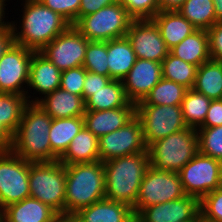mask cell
<instances>
[{"mask_svg":"<svg viewBox=\"0 0 222 222\" xmlns=\"http://www.w3.org/2000/svg\"><path fill=\"white\" fill-rule=\"evenodd\" d=\"M130 222H141L136 216Z\"/></svg>","mask_w":222,"mask_h":222,"instance_id":"obj_52","label":"cell"},{"mask_svg":"<svg viewBox=\"0 0 222 222\" xmlns=\"http://www.w3.org/2000/svg\"><path fill=\"white\" fill-rule=\"evenodd\" d=\"M136 217L141 222H198L200 220L199 200L185 195L173 201L146 207Z\"/></svg>","mask_w":222,"mask_h":222,"instance_id":"obj_16","label":"cell"},{"mask_svg":"<svg viewBox=\"0 0 222 222\" xmlns=\"http://www.w3.org/2000/svg\"><path fill=\"white\" fill-rule=\"evenodd\" d=\"M83 127V116L52 119L48 134L51 143V161L59 160Z\"/></svg>","mask_w":222,"mask_h":222,"instance_id":"obj_26","label":"cell"},{"mask_svg":"<svg viewBox=\"0 0 222 222\" xmlns=\"http://www.w3.org/2000/svg\"><path fill=\"white\" fill-rule=\"evenodd\" d=\"M100 161L146 152L141 120L135 116L124 127L103 135L98 140Z\"/></svg>","mask_w":222,"mask_h":222,"instance_id":"obj_14","label":"cell"},{"mask_svg":"<svg viewBox=\"0 0 222 222\" xmlns=\"http://www.w3.org/2000/svg\"><path fill=\"white\" fill-rule=\"evenodd\" d=\"M222 126V99L212 100L204 123L200 127Z\"/></svg>","mask_w":222,"mask_h":222,"instance_id":"obj_43","label":"cell"},{"mask_svg":"<svg viewBox=\"0 0 222 222\" xmlns=\"http://www.w3.org/2000/svg\"><path fill=\"white\" fill-rule=\"evenodd\" d=\"M15 44L13 28L9 27L0 31V60L3 55Z\"/></svg>","mask_w":222,"mask_h":222,"instance_id":"obj_45","label":"cell"},{"mask_svg":"<svg viewBox=\"0 0 222 222\" xmlns=\"http://www.w3.org/2000/svg\"><path fill=\"white\" fill-rule=\"evenodd\" d=\"M24 2V10L21 11L23 12L22 24L19 23L20 26H18V22L11 21L15 43L40 52L71 24L38 0H25Z\"/></svg>","mask_w":222,"mask_h":222,"instance_id":"obj_1","label":"cell"},{"mask_svg":"<svg viewBox=\"0 0 222 222\" xmlns=\"http://www.w3.org/2000/svg\"><path fill=\"white\" fill-rule=\"evenodd\" d=\"M13 135L0 123V153L11 150Z\"/></svg>","mask_w":222,"mask_h":222,"instance_id":"obj_46","label":"cell"},{"mask_svg":"<svg viewBox=\"0 0 222 222\" xmlns=\"http://www.w3.org/2000/svg\"><path fill=\"white\" fill-rule=\"evenodd\" d=\"M186 0H158L160 11H177Z\"/></svg>","mask_w":222,"mask_h":222,"instance_id":"obj_47","label":"cell"},{"mask_svg":"<svg viewBox=\"0 0 222 222\" xmlns=\"http://www.w3.org/2000/svg\"><path fill=\"white\" fill-rule=\"evenodd\" d=\"M52 118L36 103H29L13 136L11 150L29 162H50L49 131Z\"/></svg>","mask_w":222,"mask_h":222,"instance_id":"obj_3","label":"cell"},{"mask_svg":"<svg viewBox=\"0 0 222 222\" xmlns=\"http://www.w3.org/2000/svg\"><path fill=\"white\" fill-rule=\"evenodd\" d=\"M211 101L212 99L193 89L186 91L181 108L188 127L198 129L204 123Z\"/></svg>","mask_w":222,"mask_h":222,"instance_id":"obj_32","label":"cell"},{"mask_svg":"<svg viewBox=\"0 0 222 222\" xmlns=\"http://www.w3.org/2000/svg\"><path fill=\"white\" fill-rule=\"evenodd\" d=\"M162 78V65L160 62L138 59L122 80L126 97L132 103L145 99L151 89Z\"/></svg>","mask_w":222,"mask_h":222,"instance_id":"obj_17","label":"cell"},{"mask_svg":"<svg viewBox=\"0 0 222 222\" xmlns=\"http://www.w3.org/2000/svg\"><path fill=\"white\" fill-rule=\"evenodd\" d=\"M217 22H222V0H213Z\"/></svg>","mask_w":222,"mask_h":222,"instance_id":"obj_50","label":"cell"},{"mask_svg":"<svg viewBox=\"0 0 222 222\" xmlns=\"http://www.w3.org/2000/svg\"><path fill=\"white\" fill-rule=\"evenodd\" d=\"M89 40L73 25L55 37L40 53L61 72L83 66Z\"/></svg>","mask_w":222,"mask_h":222,"instance_id":"obj_13","label":"cell"},{"mask_svg":"<svg viewBox=\"0 0 222 222\" xmlns=\"http://www.w3.org/2000/svg\"><path fill=\"white\" fill-rule=\"evenodd\" d=\"M27 97L11 93H0V123L14 136L25 107Z\"/></svg>","mask_w":222,"mask_h":222,"instance_id":"obj_31","label":"cell"},{"mask_svg":"<svg viewBox=\"0 0 222 222\" xmlns=\"http://www.w3.org/2000/svg\"><path fill=\"white\" fill-rule=\"evenodd\" d=\"M109 77L123 80L135 64L137 57L128 38L122 37L107 41Z\"/></svg>","mask_w":222,"mask_h":222,"instance_id":"obj_27","label":"cell"},{"mask_svg":"<svg viewBox=\"0 0 222 222\" xmlns=\"http://www.w3.org/2000/svg\"><path fill=\"white\" fill-rule=\"evenodd\" d=\"M47 8L60 14L71 25L79 20V8L81 0H38Z\"/></svg>","mask_w":222,"mask_h":222,"instance_id":"obj_40","label":"cell"},{"mask_svg":"<svg viewBox=\"0 0 222 222\" xmlns=\"http://www.w3.org/2000/svg\"><path fill=\"white\" fill-rule=\"evenodd\" d=\"M65 213L81 209L105 199V170L102 161L65 165Z\"/></svg>","mask_w":222,"mask_h":222,"instance_id":"obj_4","label":"cell"},{"mask_svg":"<svg viewBox=\"0 0 222 222\" xmlns=\"http://www.w3.org/2000/svg\"><path fill=\"white\" fill-rule=\"evenodd\" d=\"M58 213L43 202L28 197L3 209V222H55Z\"/></svg>","mask_w":222,"mask_h":222,"instance_id":"obj_20","label":"cell"},{"mask_svg":"<svg viewBox=\"0 0 222 222\" xmlns=\"http://www.w3.org/2000/svg\"><path fill=\"white\" fill-rule=\"evenodd\" d=\"M55 222H82L76 214H58Z\"/></svg>","mask_w":222,"mask_h":222,"instance_id":"obj_48","label":"cell"},{"mask_svg":"<svg viewBox=\"0 0 222 222\" xmlns=\"http://www.w3.org/2000/svg\"><path fill=\"white\" fill-rule=\"evenodd\" d=\"M0 222H3V210L0 208Z\"/></svg>","mask_w":222,"mask_h":222,"instance_id":"obj_51","label":"cell"},{"mask_svg":"<svg viewBox=\"0 0 222 222\" xmlns=\"http://www.w3.org/2000/svg\"><path fill=\"white\" fill-rule=\"evenodd\" d=\"M107 41H89L83 67L88 72L109 76Z\"/></svg>","mask_w":222,"mask_h":222,"instance_id":"obj_36","label":"cell"},{"mask_svg":"<svg viewBox=\"0 0 222 222\" xmlns=\"http://www.w3.org/2000/svg\"><path fill=\"white\" fill-rule=\"evenodd\" d=\"M120 107H136L128 100L121 80H111L105 87L92 92L85 100V110L101 111Z\"/></svg>","mask_w":222,"mask_h":222,"instance_id":"obj_28","label":"cell"},{"mask_svg":"<svg viewBox=\"0 0 222 222\" xmlns=\"http://www.w3.org/2000/svg\"><path fill=\"white\" fill-rule=\"evenodd\" d=\"M133 20L152 19L159 11L158 0H116Z\"/></svg>","mask_w":222,"mask_h":222,"instance_id":"obj_38","label":"cell"},{"mask_svg":"<svg viewBox=\"0 0 222 222\" xmlns=\"http://www.w3.org/2000/svg\"><path fill=\"white\" fill-rule=\"evenodd\" d=\"M178 172L156 170L151 165L145 172L133 212L136 216L142 209L184 197Z\"/></svg>","mask_w":222,"mask_h":222,"instance_id":"obj_10","label":"cell"},{"mask_svg":"<svg viewBox=\"0 0 222 222\" xmlns=\"http://www.w3.org/2000/svg\"><path fill=\"white\" fill-rule=\"evenodd\" d=\"M126 37L138 59L161 63L169 53L160 31L152 19L133 20Z\"/></svg>","mask_w":222,"mask_h":222,"instance_id":"obj_15","label":"cell"},{"mask_svg":"<svg viewBox=\"0 0 222 222\" xmlns=\"http://www.w3.org/2000/svg\"><path fill=\"white\" fill-rule=\"evenodd\" d=\"M34 52L15 43L3 55L0 60V93L26 96L30 103L31 95L24 87L26 84L28 86L30 63Z\"/></svg>","mask_w":222,"mask_h":222,"instance_id":"obj_12","label":"cell"},{"mask_svg":"<svg viewBox=\"0 0 222 222\" xmlns=\"http://www.w3.org/2000/svg\"><path fill=\"white\" fill-rule=\"evenodd\" d=\"M111 80L112 79L109 76L86 71V78L83 85V100L85 101L91 96L92 92L105 87Z\"/></svg>","mask_w":222,"mask_h":222,"instance_id":"obj_41","label":"cell"},{"mask_svg":"<svg viewBox=\"0 0 222 222\" xmlns=\"http://www.w3.org/2000/svg\"><path fill=\"white\" fill-rule=\"evenodd\" d=\"M116 0H81L79 19L83 16L95 13L101 8L112 5Z\"/></svg>","mask_w":222,"mask_h":222,"instance_id":"obj_44","label":"cell"},{"mask_svg":"<svg viewBox=\"0 0 222 222\" xmlns=\"http://www.w3.org/2000/svg\"><path fill=\"white\" fill-rule=\"evenodd\" d=\"M169 52L175 57L199 67L211 59L208 31L196 29Z\"/></svg>","mask_w":222,"mask_h":222,"instance_id":"obj_24","label":"cell"},{"mask_svg":"<svg viewBox=\"0 0 222 222\" xmlns=\"http://www.w3.org/2000/svg\"><path fill=\"white\" fill-rule=\"evenodd\" d=\"M30 197L29 161L12 150L0 153V208Z\"/></svg>","mask_w":222,"mask_h":222,"instance_id":"obj_11","label":"cell"},{"mask_svg":"<svg viewBox=\"0 0 222 222\" xmlns=\"http://www.w3.org/2000/svg\"><path fill=\"white\" fill-rule=\"evenodd\" d=\"M192 89L212 100L222 99V61L210 59L201 64Z\"/></svg>","mask_w":222,"mask_h":222,"instance_id":"obj_29","label":"cell"},{"mask_svg":"<svg viewBox=\"0 0 222 222\" xmlns=\"http://www.w3.org/2000/svg\"><path fill=\"white\" fill-rule=\"evenodd\" d=\"M211 59L222 61V22L208 30Z\"/></svg>","mask_w":222,"mask_h":222,"instance_id":"obj_42","label":"cell"},{"mask_svg":"<svg viewBox=\"0 0 222 222\" xmlns=\"http://www.w3.org/2000/svg\"><path fill=\"white\" fill-rule=\"evenodd\" d=\"M105 199L134 208L140 185L150 166L148 150L103 162Z\"/></svg>","mask_w":222,"mask_h":222,"instance_id":"obj_2","label":"cell"},{"mask_svg":"<svg viewBox=\"0 0 222 222\" xmlns=\"http://www.w3.org/2000/svg\"><path fill=\"white\" fill-rule=\"evenodd\" d=\"M86 71L87 70L83 66L62 71L60 88L83 97V85L86 78Z\"/></svg>","mask_w":222,"mask_h":222,"instance_id":"obj_39","label":"cell"},{"mask_svg":"<svg viewBox=\"0 0 222 222\" xmlns=\"http://www.w3.org/2000/svg\"><path fill=\"white\" fill-rule=\"evenodd\" d=\"M178 174L185 194L200 201L222 186V161L198 152Z\"/></svg>","mask_w":222,"mask_h":222,"instance_id":"obj_9","label":"cell"},{"mask_svg":"<svg viewBox=\"0 0 222 222\" xmlns=\"http://www.w3.org/2000/svg\"><path fill=\"white\" fill-rule=\"evenodd\" d=\"M66 169L59 160L29 162L30 197L65 213Z\"/></svg>","mask_w":222,"mask_h":222,"instance_id":"obj_6","label":"cell"},{"mask_svg":"<svg viewBox=\"0 0 222 222\" xmlns=\"http://www.w3.org/2000/svg\"><path fill=\"white\" fill-rule=\"evenodd\" d=\"M136 116L142 122L147 147L158 139L188 128L181 105H148L142 100L136 104Z\"/></svg>","mask_w":222,"mask_h":222,"instance_id":"obj_8","label":"cell"},{"mask_svg":"<svg viewBox=\"0 0 222 222\" xmlns=\"http://www.w3.org/2000/svg\"><path fill=\"white\" fill-rule=\"evenodd\" d=\"M200 219L206 222H222V186L206 194L199 201Z\"/></svg>","mask_w":222,"mask_h":222,"instance_id":"obj_37","label":"cell"},{"mask_svg":"<svg viewBox=\"0 0 222 222\" xmlns=\"http://www.w3.org/2000/svg\"><path fill=\"white\" fill-rule=\"evenodd\" d=\"M61 71L40 52H34L30 63L29 89L41 95L60 88Z\"/></svg>","mask_w":222,"mask_h":222,"instance_id":"obj_21","label":"cell"},{"mask_svg":"<svg viewBox=\"0 0 222 222\" xmlns=\"http://www.w3.org/2000/svg\"><path fill=\"white\" fill-rule=\"evenodd\" d=\"M136 116V107H120L110 110H85L84 126L98 139L124 127Z\"/></svg>","mask_w":222,"mask_h":222,"instance_id":"obj_19","label":"cell"},{"mask_svg":"<svg viewBox=\"0 0 222 222\" xmlns=\"http://www.w3.org/2000/svg\"><path fill=\"white\" fill-rule=\"evenodd\" d=\"M133 19L119 3L81 17L73 26L89 41H110L125 37Z\"/></svg>","mask_w":222,"mask_h":222,"instance_id":"obj_7","label":"cell"},{"mask_svg":"<svg viewBox=\"0 0 222 222\" xmlns=\"http://www.w3.org/2000/svg\"><path fill=\"white\" fill-rule=\"evenodd\" d=\"M196 131L198 152L222 161V126L199 127Z\"/></svg>","mask_w":222,"mask_h":222,"instance_id":"obj_35","label":"cell"},{"mask_svg":"<svg viewBox=\"0 0 222 222\" xmlns=\"http://www.w3.org/2000/svg\"><path fill=\"white\" fill-rule=\"evenodd\" d=\"M6 1L7 0H0V31L11 25V22L4 21L5 20L4 19L5 18V12H6L5 11L6 10L5 6L7 5V4H5Z\"/></svg>","mask_w":222,"mask_h":222,"instance_id":"obj_49","label":"cell"},{"mask_svg":"<svg viewBox=\"0 0 222 222\" xmlns=\"http://www.w3.org/2000/svg\"><path fill=\"white\" fill-rule=\"evenodd\" d=\"M152 20L169 50L196 30L178 11H159Z\"/></svg>","mask_w":222,"mask_h":222,"instance_id":"obj_23","label":"cell"},{"mask_svg":"<svg viewBox=\"0 0 222 222\" xmlns=\"http://www.w3.org/2000/svg\"><path fill=\"white\" fill-rule=\"evenodd\" d=\"M98 138L85 126L72 139L68 149L59 158L64 165L93 163L100 160Z\"/></svg>","mask_w":222,"mask_h":222,"instance_id":"obj_25","label":"cell"},{"mask_svg":"<svg viewBox=\"0 0 222 222\" xmlns=\"http://www.w3.org/2000/svg\"><path fill=\"white\" fill-rule=\"evenodd\" d=\"M188 88L161 78L143 100L148 105H181Z\"/></svg>","mask_w":222,"mask_h":222,"instance_id":"obj_34","label":"cell"},{"mask_svg":"<svg viewBox=\"0 0 222 222\" xmlns=\"http://www.w3.org/2000/svg\"><path fill=\"white\" fill-rule=\"evenodd\" d=\"M76 215L82 222H130L135 216L130 206L107 199L81 209Z\"/></svg>","mask_w":222,"mask_h":222,"instance_id":"obj_22","label":"cell"},{"mask_svg":"<svg viewBox=\"0 0 222 222\" xmlns=\"http://www.w3.org/2000/svg\"><path fill=\"white\" fill-rule=\"evenodd\" d=\"M34 99L30 100V103L38 104L52 119L78 117L85 113L83 97L61 88Z\"/></svg>","mask_w":222,"mask_h":222,"instance_id":"obj_18","label":"cell"},{"mask_svg":"<svg viewBox=\"0 0 222 222\" xmlns=\"http://www.w3.org/2000/svg\"><path fill=\"white\" fill-rule=\"evenodd\" d=\"M147 150L156 170L179 172L198 153L197 131L190 127L180 130L154 141Z\"/></svg>","mask_w":222,"mask_h":222,"instance_id":"obj_5","label":"cell"},{"mask_svg":"<svg viewBox=\"0 0 222 222\" xmlns=\"http://www.w3.org/2000/svg\"><path fill=\"white\" fill-rule=\"evenodd\" d=\"M161 65L162 78L174 81L188 89L193 88L197 66L175 57L170 52L161 62Z\"/></svg>","mask_w":222,"mask_h":222,"instance_id":"obj_33","label":"cell"},{"mask_svg":"<svg viewBox=\"0 0 222 222\" xmlns=\"http://www.w3.org/2000/svg\"><path fill=\"white\" fill-rule=\"evenodd\" d=\"M177 11L196 29L208 31L217 23L213 0H186Z\"/></svg>","mask_w":222,"mask_h":222,"instance_id":"obj_30","label":"cell"}]
</instances>
